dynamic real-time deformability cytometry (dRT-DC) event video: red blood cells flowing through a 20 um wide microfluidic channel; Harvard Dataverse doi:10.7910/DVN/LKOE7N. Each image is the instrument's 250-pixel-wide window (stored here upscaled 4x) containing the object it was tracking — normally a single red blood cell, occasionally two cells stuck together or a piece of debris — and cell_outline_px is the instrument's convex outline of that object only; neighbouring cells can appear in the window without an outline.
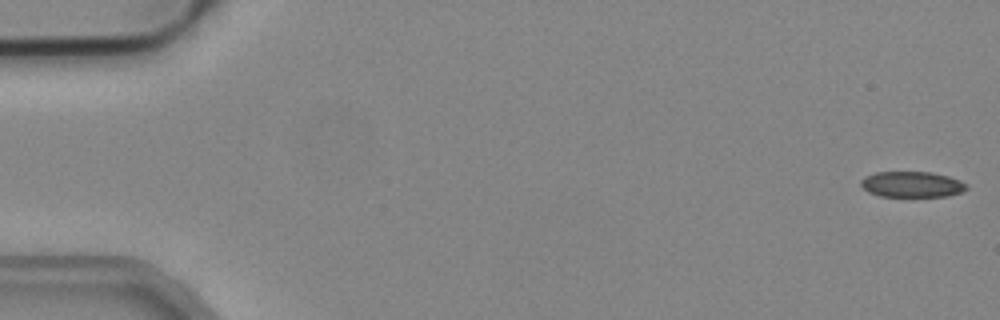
{"species": "common noctule bat (a hibernating species)", "species_latin": "Nyctalus noctula", "temperature_condition": "cold", "stored_images_in_passage": 52, "camera_frame_rate_fps": 3000, "um_per_image_px": 0.085, "animal": {"sex": "male", "body_mass_g": 19.2, "forearm_length_mm": 51.8}, "frame": {"image": 1, "passage_image": 1, "time_ms": 0.0, "image_size_px": [1000, 320], "cell_outline_px": [[968, 188], [964, 192], [948, 196], [880, 196], [868, 192], [860, 184], [860, 180], [864, 176], [876, 172], [932, 172], [948, 176], [960, 180], [968, 184]], "centroid_in_image_um": [77.54, 15.67], "position_along_channel_um": 7.5, "area_um2": 16.01}}
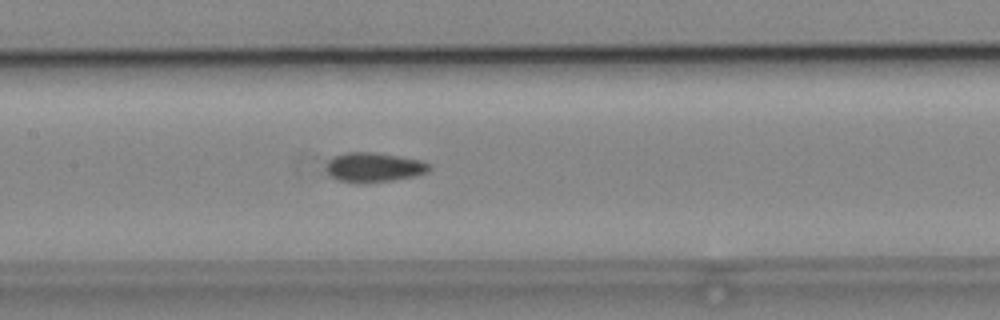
{"frame": {"image": 2, "passage_image": 25, "time_ms": 8.0, "image_size_px": [1000, 320], "cell_outline_px": [[432, 168], [428, 172], [416, 176], [392, 180], [336, 180], [328, 172], [328, 160], [332, 156], [348, 152], [372, 152], [420, 160], [428, 164]], "centroid_in_image_um": [31.82, 14.18], "position_along_channel_um": 175.6, "area_um2": 16.88}}
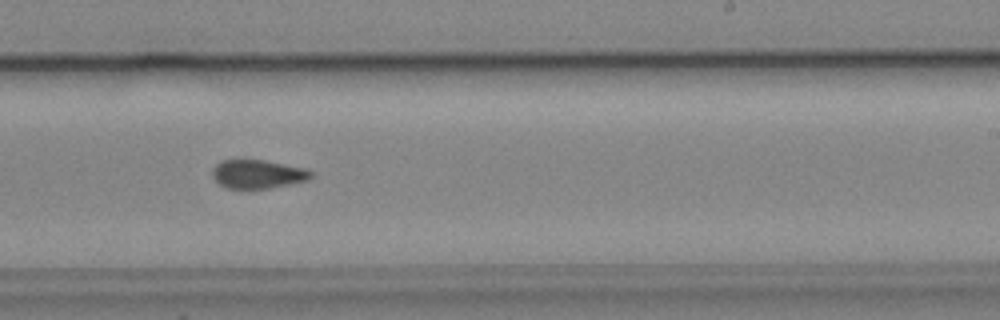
{"frame": {"image": 3, "passage_image": 32, "time_ms": 10.333, "image_size_px": [1000, 320], "cell_outline_px": [[312, 176], [308, 180], [268, 188], [228, 188], [220, 184], [212, 176], [212, 168], [220, 160], [264, 160], [308, 168], [312, 172]], "centroid_in_image_um": [21.92, 14.78], "position_along_channel_um": 267.1, "area_um2": 16.42}, "authors_computed_cell_mechanics": {"area_um2": 17.1666, "velocity_mm_per_s": 3.944, "shape_relaxation_time_tau1_ms": null, "shape_relaxation_time_tau2_ms": 3.8038, "deformation_change_tau1": null, "deformation_change_tau2": 0.0802}}